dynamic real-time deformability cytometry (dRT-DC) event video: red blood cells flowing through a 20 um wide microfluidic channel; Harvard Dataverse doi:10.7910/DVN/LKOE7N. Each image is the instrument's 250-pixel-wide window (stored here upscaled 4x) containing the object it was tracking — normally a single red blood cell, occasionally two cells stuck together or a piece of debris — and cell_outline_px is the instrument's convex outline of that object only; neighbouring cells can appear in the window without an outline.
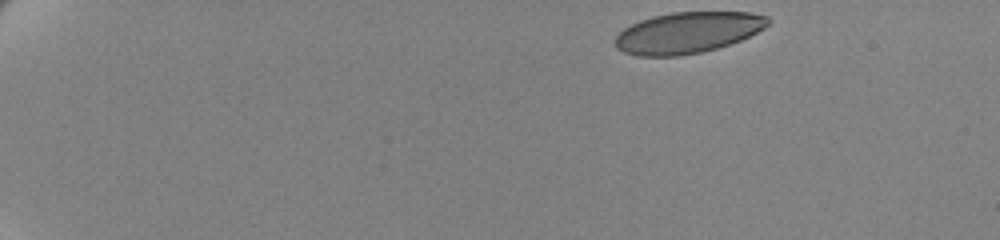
{"species": "human", "species_latin": "Homo sapiens", "temperature_condition": "cold", "stored_images_in_passage": 52, "camera_frame_rate_fps": 3000, "um_per_image_px": 0.085, "donor": {"sex": "female"}, "frame": {"image": 1, "passage_image": 1, "time_ms": 0.0, "image_size_px": [1000, 240], "cell_outline_px": [[772, 20], [764, 28], [740, 40], [716, 48], [700, 52], [676, 56], [636, 56], [624, 52], [616, 48], [616, 36], [624, 28], [640, 20], [652, 16], [672, 12], [752, 12], [768, 16]], "centroid_in_image_um": [58.46, 2.76], "position_along_channel_um": 26.5, "area_um2": 36.53}}
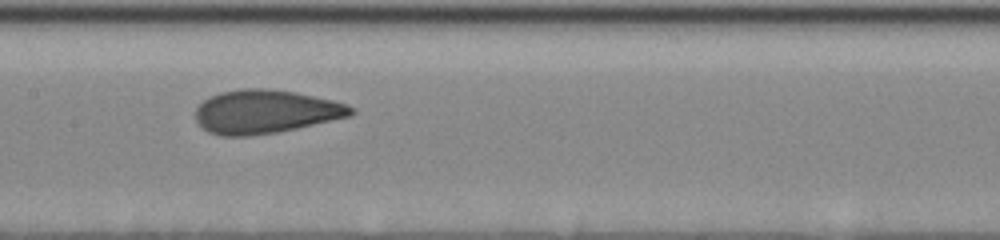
{"frame": {"image": 2, "passage_image": 26, "time_ms": 8.333, "image_size_px": [1000, 240], "cell_outline_px": [[356, 112], [352, 116], [296, 128], [276, 132], [252, 136], [220, 136], [208, 132], [196, 120], [196, 108], [204, 100], [220, 92], [240, 88], [268, 88], [296, 92], [332, 100], [348, 104], [356, 108]], "centroid_in_image_um": [22.6, 9.49], "position_along_channel_um": 184.8, "area_um2": 39.65}}
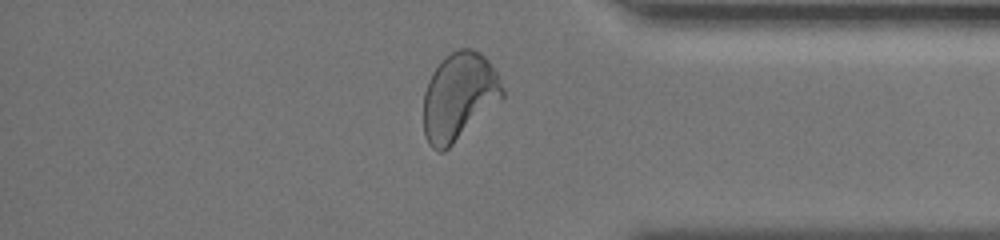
{"frame": {"image": 3, "passage_image": 45, "time_ms": 14.667, "image_size_px": [1000, 240], "cell_outline_px": [[504, 96], [444, 152], [440, 152], [432, 148], [428, 144], [424, 136], [424, 92], [428, 80], [432, 72], [452, 52], [460, 48], [472, 48], [480, 52], [488, 60], [500, 76], [504, 88]], "centroid_in_image_um": [39.01, 8.2], "position_along_channel_um": 396.2, "area_um2": 40.0}, "authors_computed_cell_mechanics": {"area_um2": 39.0439, "velocity_mm_per_s": 3.4464, "shape_relaxation_time_tau1_ms": 5.5111, "shape_relaxation_time_tau2_ms": 0.8509, "deformation_change_tau1": 0.1534, "deformation_change_tau2": 0.059}}